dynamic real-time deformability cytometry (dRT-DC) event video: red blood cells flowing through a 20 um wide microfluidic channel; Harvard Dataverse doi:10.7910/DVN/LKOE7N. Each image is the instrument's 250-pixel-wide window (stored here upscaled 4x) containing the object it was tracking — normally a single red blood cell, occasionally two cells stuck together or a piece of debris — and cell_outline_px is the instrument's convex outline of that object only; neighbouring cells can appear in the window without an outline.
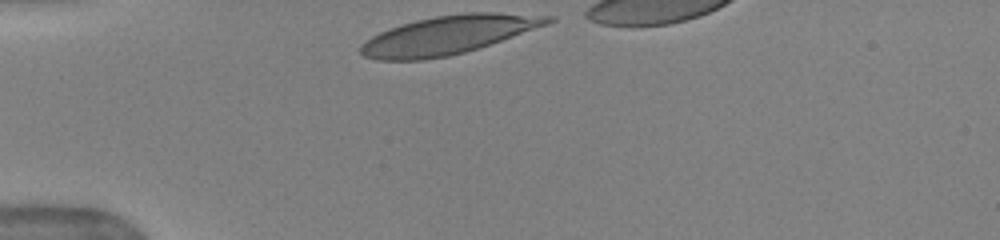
{"species": "human", "species_latin": "Homo sapiens", "temperature_condition": "warm", "stored_images_in_passage": 31, "camera_frame_rate_fps": 3000, "um_per_image_px": 0.085, "donor": {"sex": "female"}, "frame": {"image": 1, "passage_image": 1, "time_ms": 0.0, "image_size_px": [1000, 240], "cell_outline_px": [[556, 20], [548, 24], [464, 52], [448, 56], [424, 60], [376, 60], [364, 56], [360, 52], [360, 44], [372, 36], [388, 28], [400, 24], [416, 20], [436, 16], [468, 12], [496, 12], [556, 16]], "centroid_in_image_um": [38.08, 2.96], "position_along_channel_um": 46.9, "area_um2": 41.73}}
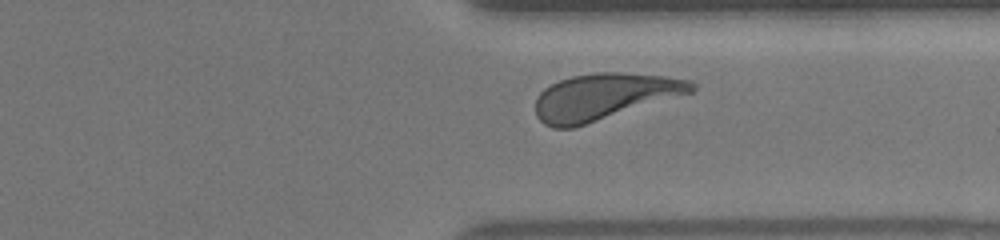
{"frame": {"image": 2, "passage_image": 27, "time_ms": 8.667, "image_size_px": [1000, 240], "cell_outline_px": [[696, 88], [692, 92], [572, 128], [552, 128], [544, 124], [536, 116], [536, 96], [544, 88], [560, 80], [572, 76], [596, 72], [624, 72], [664, 76], [692, 80], [696, 84]], "centroid_in_image_um": [51.33, 8.2], "position_along_channel_um": 360.1, "area_um2": 41.96}, "authors_computed_cell_mechanics": {"area_um2": 41.5582, "velocity_mm_per_s": 3.9085, "shape_relaxation_time_tau1_ms": 2.7434, "shape_relaxation_time_tau2_ms": null, "deformation_change_tau1": 0.1517, "deformation_change_tau2": null}}